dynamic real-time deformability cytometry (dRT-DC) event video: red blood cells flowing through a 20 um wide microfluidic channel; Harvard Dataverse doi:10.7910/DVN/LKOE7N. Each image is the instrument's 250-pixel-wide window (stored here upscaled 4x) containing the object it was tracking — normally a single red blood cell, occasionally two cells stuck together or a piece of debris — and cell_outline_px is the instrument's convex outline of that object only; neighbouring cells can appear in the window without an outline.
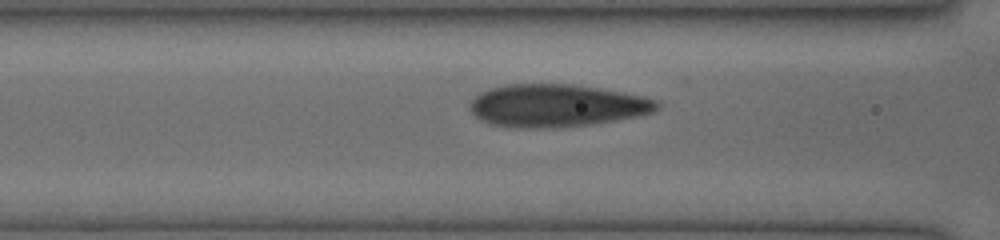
{"species": "human", "species_latin": "Homo sapiens", "temperature_condition": "cold", "stored_images_in_passage": 20, "camera_frame_rate_fps": 3000, "um_per_image_px": 0.085, "donor": {"sex": "female"}, "frame": {"image": 1, "passage_image": 15, "time_ms": 4.667, "image_size_px": [1000, 240], "cell_outline_px": [[660, 108], [652, 112], [636, 116], [588, 124], [536, 128], [524, 128], [492, 124], [480, 120], [468, 108], [468, 104], [480, 92], [488, 88], [504, 84], [576, 84], [624, 92], [644, 96], [656, 100], [660, 104]], "centroid_in_image_um": [47.28, 8.95], "position_along_channel_um": 119.3, "area_um2": 46.3}}